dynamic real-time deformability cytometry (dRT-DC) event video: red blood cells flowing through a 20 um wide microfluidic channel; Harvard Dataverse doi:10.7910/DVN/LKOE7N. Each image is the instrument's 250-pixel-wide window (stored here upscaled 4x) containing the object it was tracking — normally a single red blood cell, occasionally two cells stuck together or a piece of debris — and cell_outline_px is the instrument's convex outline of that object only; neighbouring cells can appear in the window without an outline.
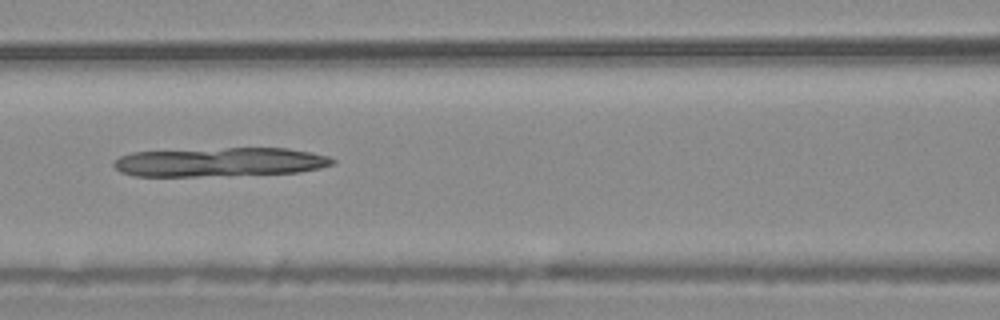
{"species": "common noctule bat (a hibernating species)", "species_latin": "Nyctalus noctula", "temperature_condition": "warm", "stored_images_in_passage": 54, "camera_frame_rate_fps": 3000, "um_per_image_px": 0.085, "animal": {"sex": "male", "body_mass_g": 20.4}, "frame": {"image": 1, "passage_image": 24, "time_ms": 7.667, "image_size_px": [1000, 320], "cell_outline_px": [[336, 164], [320, 168], [300, 172], [196, 176], [132, 176], [120, 172], [112, 164], [112, 160], [120, 156], [132, 152], [224, 148], [288, 148], [312, 152], [328, 156], [336, 160]], "centroid_in_image_um": [18.69, 13.77], "position_along_channel_um": 147.9, "area_um2": 37.11}}